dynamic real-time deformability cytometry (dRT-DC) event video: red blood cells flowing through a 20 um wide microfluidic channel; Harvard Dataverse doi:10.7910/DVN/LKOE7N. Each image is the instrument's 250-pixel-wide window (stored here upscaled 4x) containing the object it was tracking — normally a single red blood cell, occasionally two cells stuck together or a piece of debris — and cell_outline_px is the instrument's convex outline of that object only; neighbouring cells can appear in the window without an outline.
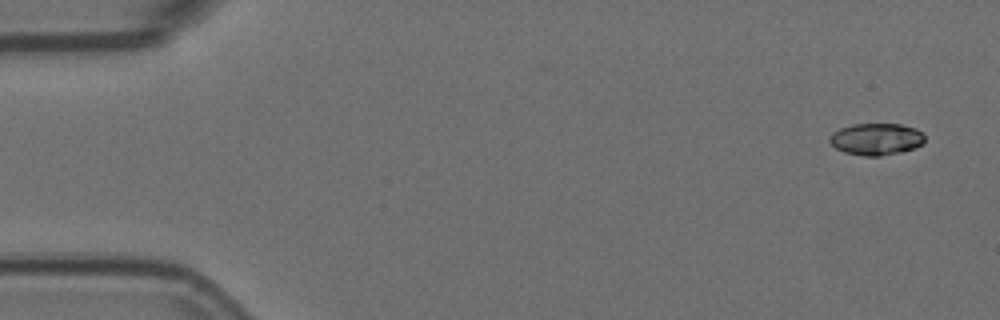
{"species": "Egyptian fruit bat (a non-hibernating species)", "species_latin": "Rousettus aegyptiacus", "temperature_condition": "room temperature", "stored_images_in_passage": 7, "camera_frame_rate_fps": 3000, "um_per_image_px": 0.085, "animal": {"sex": "female"}, "frame": {"image": 1, "passage_image": 1, "time_ms": 0.0, "image_size_px": [1000, 320], "cell_outline_px": [[924, 144], [900, 152], [880, 156], [864, 156], [844, 152], [836, 148], [828, 140], [832, 132], [840, 128], [852, 124], [900, 124], [916, 128], [924, 136]], "centroid_in_image_um": [74.46, 11.82], "position_along_channel_um": 10.5, "area_um2": 17.63}}